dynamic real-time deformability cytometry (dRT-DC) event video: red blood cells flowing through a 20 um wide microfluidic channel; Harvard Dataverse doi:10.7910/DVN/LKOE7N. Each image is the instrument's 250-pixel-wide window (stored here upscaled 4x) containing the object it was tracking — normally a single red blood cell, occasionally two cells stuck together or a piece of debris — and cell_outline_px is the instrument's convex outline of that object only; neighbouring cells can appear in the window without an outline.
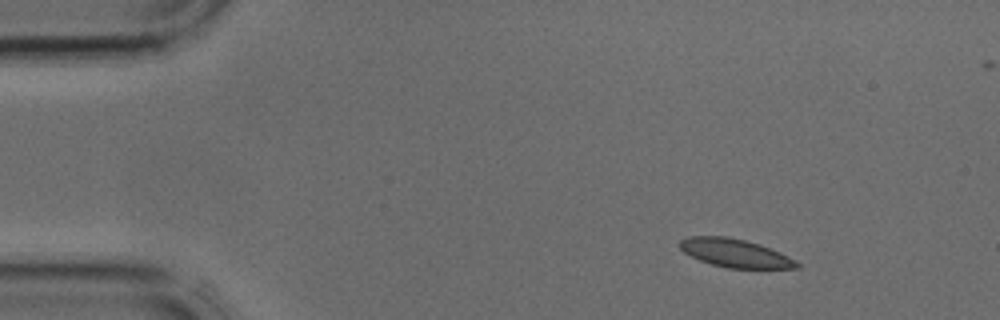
{"species": "common noctule bat (a hibernating species)", "species_latin": "Nyctalus noctula", "temperature_condition": "cold", "stored_images_in_passage": 3, "camera_frame_rate_fps": 3000, "um_per_image_px": 0.085, "animal": {"sex": "male", "body_mass_g": 17.9, "forearm_length_mm": 54.2}, "frame": {"image": 1, "passage_image": 1, "time_ms": 0.0, "image_size_px": [1000, 320], "cell_outline_px": [[800, 268], [728, 268], [712, 264], [700, 260], [684, 252], [680, 248], [680, 240], [688, 236], [728, 236], [760, 244], [780, 252], [796, 260], [800, 264]], "centroid_in_image_um": [62.5, 21.51], "position_along_channel_um": 22.5, "area_um2": 19.25}}
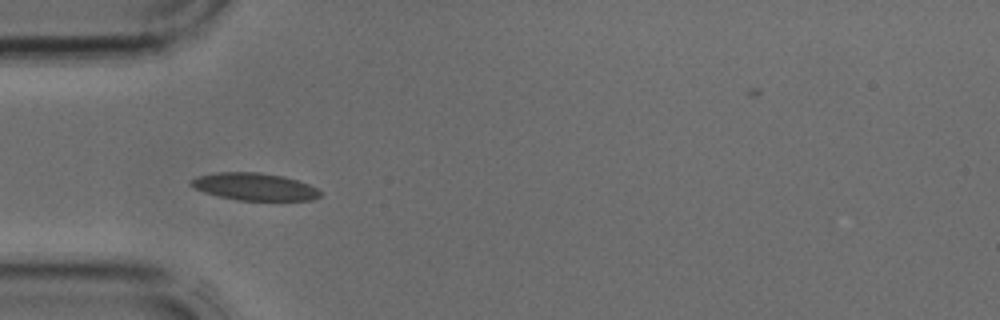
{"frame": {"image": 2, "passage_image": 3, "time_ms": 0.667, "image_size_px": [1000, 320], "cell_outline_px": [[320, 196], [312, 200], [236, 200], [204, 192], [188, 184], [188, 180], [196, 176], [220, 172], [260, 172], [284, 176], [308, 184], [316, 188], [320, 192]], "centroid_in_image_um": [21.59, 15.86], "position_along_channel_um": 63.4, "area_um2": 20.52}}